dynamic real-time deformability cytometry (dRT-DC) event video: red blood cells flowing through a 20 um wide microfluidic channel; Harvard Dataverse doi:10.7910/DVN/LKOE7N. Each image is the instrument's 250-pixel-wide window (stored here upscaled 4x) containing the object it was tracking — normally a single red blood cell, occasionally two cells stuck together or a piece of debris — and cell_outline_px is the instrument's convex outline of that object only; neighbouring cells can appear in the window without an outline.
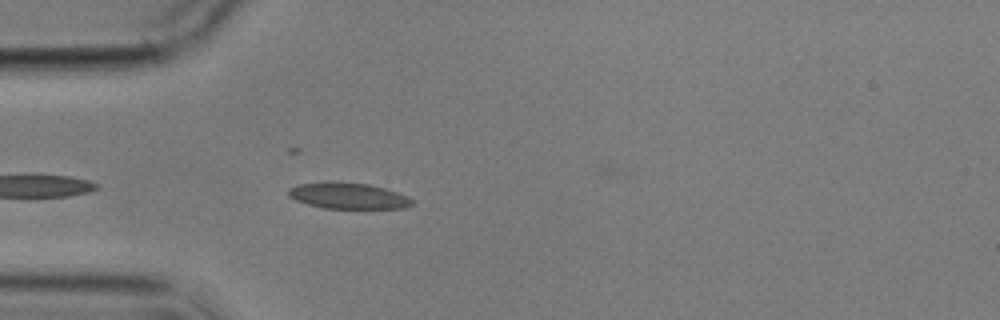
{"species": "common noctule bat (a hibernating species)", "species_latin": "Nyctalus noctula", "temperature_condition": "cold", "stored_images_in_passage": 5, "camera_frame_rate_fps": 3000, "um_per_image_px": 0.085, "animal": {"sex": "male", "body_mass_g": 17.9}, "frame": {"image": 1, "passage_image": 5, "time_ms": 4.667, "image_size_px": [1000, 320], "cell_outline_px": [[416, 204], [404, 208], [324, 208], [308, 204], [296, 200], [288, 196], [288, 188], [300, 184], [368, 184], [384, 188], [408, 196]], "centroid_in_image_um": [29.66, 16.69], "position_along_channel_um": 55.3, "area_um2": 17.98}}